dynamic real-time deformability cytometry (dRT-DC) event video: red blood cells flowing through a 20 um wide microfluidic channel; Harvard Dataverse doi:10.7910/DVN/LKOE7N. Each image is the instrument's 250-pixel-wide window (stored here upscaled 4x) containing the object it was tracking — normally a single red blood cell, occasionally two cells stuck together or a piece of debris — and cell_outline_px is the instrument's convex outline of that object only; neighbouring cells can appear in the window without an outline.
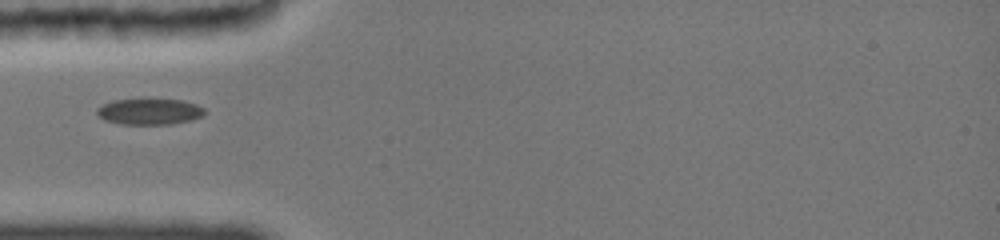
{"species": "common noctule bat (a hibernating species)", "species_latin": "Nyctalus noctula", "temperature_condition": "cold", "stored_images_in_passage": 21, "camera_frame_rate_fps": 3000, "um_per_image_px": 0.085, "animal": {"sex": "female", "body_mass_g": 19.0, "forearm_length_mm": 51.5}, "frame": {"image": 1, "passage_image": 1, "time_ms": 0.0, "image_size_px": [1000, 240], "cell_outline_px": [[204, 112], [200, 116], [188, 120], [168, 124], [124, 124], [108, 120], [100, 116], [96, 112], [96, 108], [112, 100], [144, 96], [184, 100], [196, 104], [204, 108]], "centroid_in_image_um": [12.68, 9.41], "position_along_channel_um": 72.3, "area_um2": 16.82}}
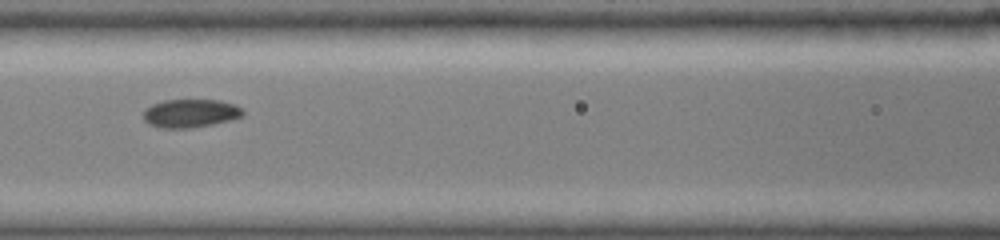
{"frame": {"image": 2, "passage_image": 13, "time_ms": 2.0, "image_size_px": [1000, 240], "cell_outline_px": [[244, 112], [240, 116], [228, 120], [208, 124], [184, 128], [160, 128], [148, 124], [144, 120], [144, 108], [152, 104], [164, 100], [220, 100], [232, 104], [240, 108]], "centroid_in_image_um": [16.1, 9.62], "position_along_channel_um": 150.5, "area_um2": 16.07}}
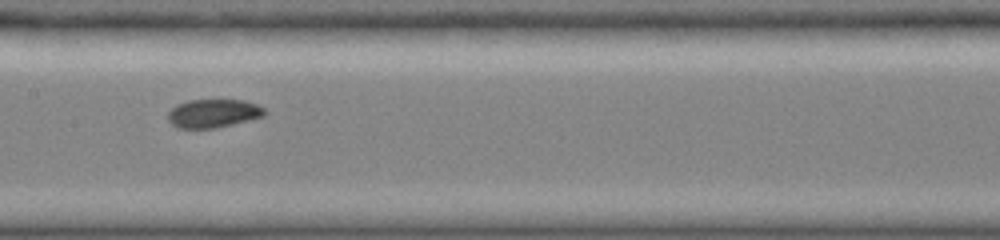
{"frame": {"image": 3, "passage_image": 20, "time_ms": 3.0, "image_size_px": [1000, 240], "cell_outline_px": [[264, 112], [260, 116], [212, 128], [180, 128], [172, 124], [168, 120], [168, 112], [176, 104], [188, 100], [244, 100], [256, 104], [264, 108]], "centroid_in_image_um": [18.04, 9.61], "position_along_channel_um": 189.4, "area_um2": 15.49}}